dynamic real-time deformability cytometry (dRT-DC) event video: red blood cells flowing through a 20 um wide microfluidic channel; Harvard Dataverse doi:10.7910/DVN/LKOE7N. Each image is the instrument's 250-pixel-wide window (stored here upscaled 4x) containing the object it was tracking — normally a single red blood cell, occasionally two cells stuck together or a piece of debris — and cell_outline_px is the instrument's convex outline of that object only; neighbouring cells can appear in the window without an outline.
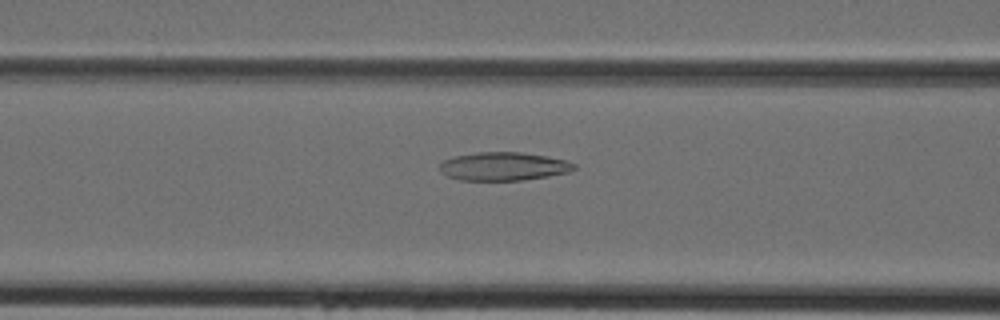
{"species": "Egyptian fruit bat (a non-hibernating species)", "species_latin": "Rousettus aegyptiacus", "temperature_condition": "cold", "stored_images_in_passage": 28, "camera_frame_rate_fps": 3000, "um_per_image_px": 0.085, "animal": {"sex": "female"}, "frame": {"image": 1, "passage_image": 6, "time_ms": 1.667, "image_size_px": [1000, 320], "cell_outline_px": [[576, 168], [572, 172], [524, 180], [460, 180], [448, 176], [440, 172], [440, 164], [444, 160], [456, 156], [476, 152], [520, 152], [544, 156], [564, 160], [576, 164]], "centroid_in_image_um": [42.81, 14.15], "position_along_channel_um": 123.8, "area_um2": 22.14}}
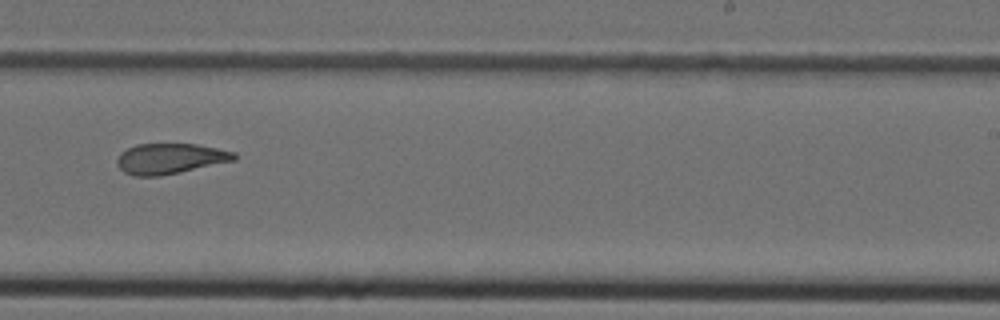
{"frame": {"image": 2, "passage_image": 16, "time_ms": 5.0, "image_size_px": [1000, 320], "cell_outline_px": [[236, 160], [160, 176], [132, 176], [124, 172], [116, 164], [116, 160], [120, 152], [136, 144], [196, 144], [236, 152]], "centroid_in_image_um": [14.43, 13.48], "position_along_channel_um": 274.6, "area_um2": 20.81}}
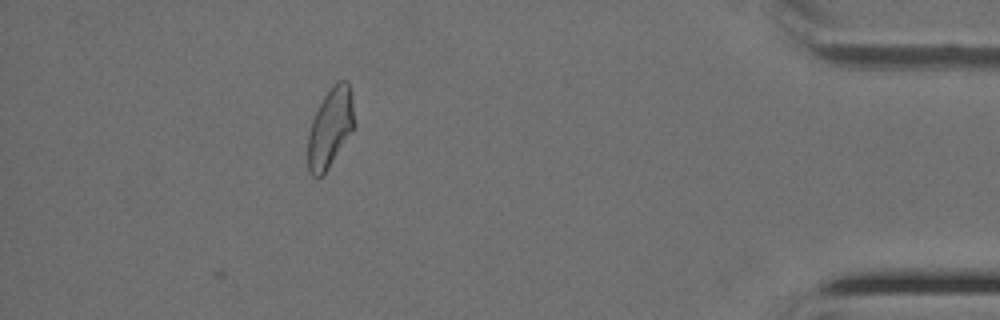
{"frame": {"image": 3, "passage_image": 28, "time_ms": 9.0, "image_size_px": [1000, 320], "cell_outline_px": [[356, 124], [324, 176], [316, 180], [308, 172], [308, 136], [312, 120], [324, 96], [336, 80], [348, 80], [352, 100]], "centroid_in_image_um": [28.07, 10.9], "position_along_channel_um": 407.1, "area_um2": 21.68}}